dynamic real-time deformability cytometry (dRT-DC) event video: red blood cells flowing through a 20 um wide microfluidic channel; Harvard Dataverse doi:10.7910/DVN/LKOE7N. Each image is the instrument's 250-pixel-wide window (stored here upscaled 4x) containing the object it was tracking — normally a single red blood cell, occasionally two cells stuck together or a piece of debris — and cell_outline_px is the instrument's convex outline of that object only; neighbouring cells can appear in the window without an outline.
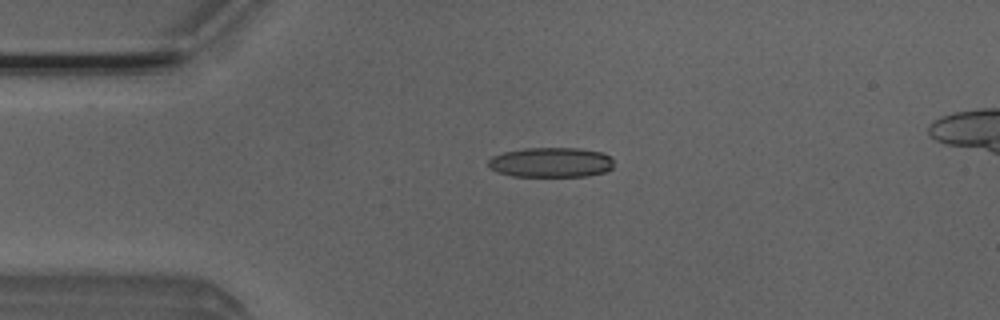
{"species": "Egyptian fruit bat (a non-hibernating species)", "species_latin": "Rousettus aegyptiacus", "temperature_condition": "room temperature", "stored_images_in_passage": 5, "camera_frame_rate_fps": 3000, "um_per_image_px": 0.085, "animal": {"sex": "male"}, "frame": {"image": 1, "passage_image": 1, "time_ms": 0.0, "image_size_px": [1000, 320], "cell_outline_px": [[612, 168], [604, 172], [588, 176], [512, 176], [496, 172], [488, 168], [488, 160], [492, 156], [504, 152], [524, 148], [580, 148], [604, 152], [612, 156]], "centroid_in_image_um": [46.83, 13.8], "position_along_channel_um": 38.2, "area_um2": 22.14}}
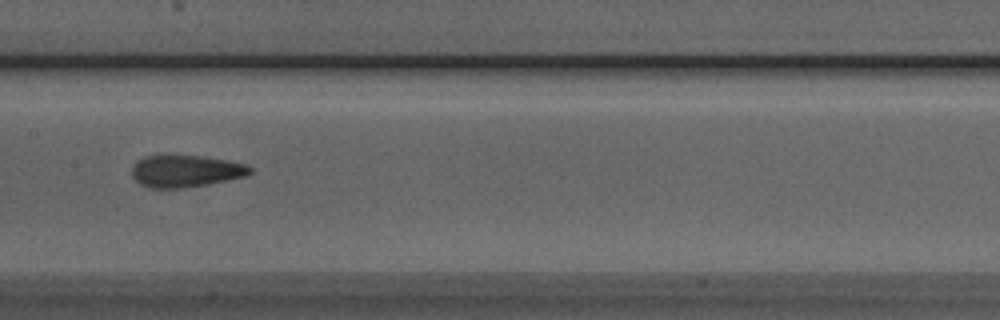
{"frame": {"image": 2, "passage_image": 5, "time_ms": 1.333, "image_size_px": [1000, 320], "cell_outline_px": [[252, 172], [244, 176], [208, 184], [184, 188], [152, 188], [140, 184], [132, 176], [132, 168], [136, 160], [144, 156], [200, 156], [228, 160], [244, 164], [252, 168]], "centroid_in_image_um": [15.75, 14.55], "position_along_channel_um": 191.6, "area_um2": 21.85}}